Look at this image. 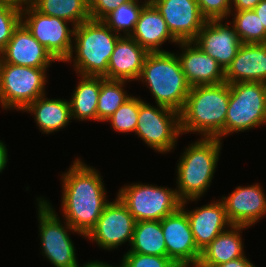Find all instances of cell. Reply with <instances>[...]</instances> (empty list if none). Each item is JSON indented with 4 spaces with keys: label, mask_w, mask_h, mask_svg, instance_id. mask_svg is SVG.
<instances>
[{
    "label": "cell",
    "mask_w": 266,
    "mask_h": 267,
    "mask_svg": "<svg viewBox=\"0 0 266 267\" xmlns=\"http://www.w3.org/2000/svg\"><path fill=\"white\" fill-rule=\"evenodd\" d=\"M62 177V216L84 237L96 225L105 206L110 202L100 172L82 159L73 161Z\"/></svg>",
    "instance_id": "cell-1"
},
{
    "label": "cell",
    "mask_w": 266,
    "mask_h": 267,
    "mask_svg": "<svg viewBox=\"0 0 266 267\" xmlns=\"http://www.w3.org/2000/svg\"><path fill=\"white\" fill-rule=\"evenodd\" d=\"M229 98L230 84L226 82L191 87L179 112L181 135L194 132L222 141Z\"/></svg>",
    "instance_id": "cell-2"
},
{
    "label": "cell",
    "mask_w": 266,
    "mask_h": 267,
    "mask_svg": "<svg viewBox=\"0 0 266 267\" xmlns=\"http://www.w3.org/2000/svg\"><path fill=\"white\" fill-rule=\"evenodd\" d=\"M222 141L198 139L182 152L177 164L176 192L181 201H198L212 183L220 158Z\"/></svg>",
    "instance_id": "cell-3"
},
{
    "label": "cell",
    "mask_w": 266,
    "mask_h": 267,
    "mask_svg": "<svg viewBox=\"0 0 266 267\" xmlns=\"http://www.w3.org/2000/svg\"><path fill=\"white\" fill-rule=\"evenodd\" d=\"M121 36L102 20L83 22L74 29L75 42L65 62L73 61L77 75L104 76L115 44Z\"/></svg>",
    "instance_id": "cell-4"
},
{
    "label": "cell",
    "mask_w": 266,
    "mask_h": 267,
    "mask_svg": "<svg viewBox=\"0 0 266 267\" xmlns=\"http://www.w3.org/2000/svg\"><path fill=\"white\" fill-rule=\"evenodd\" d=\"M146 83L155 103L180 112L191 86L175 53H148L138 81Z\"/></svg>",
    "instance_id": "cell-5"
},
{
    "label": "cell",
    "mask_w": 266,
    "mask_h": 267,
    "mask_svg": "<svg viewBox=\"0 0 266 267\" xmlns=\"http://www.w3.org/2000/svg\"><path fill=\"white\" fill-rule=\"evenodd\" d=\"M36 200L42 255L55 267H81L76 260L75 247L69 231L84 235L74 230L66 220L62 224L58 213H55L48 200L43 197Z\"/></svg>",
    "instance_id": "cell-6"
},
{
    "label": "cell",
    "mask_w": 266,
    "mask_h": 267,
    "mask_svg": "<svg viewBox=\"0 0 266 267\" xmlns=\"http://www.w3.org/2000/svg\"><path fill=\"white\" fill-rule=\"evenodd\" d=\"M266 124V83L230 84L225 136L249 131Z\"/></svg>",
    "instance_id": "cell-7"
},
{
    "label": "cell",
    "mask_w": 266,
    "mask_h": 267,
    "mask_svg": "<svg viewBox=\"0 0 266 267\" xmlns=\"http://www.w3.org/2000/svg\"><path fill=\"white\" fill-rule=\"evenodd\" d=\"M48 68H33L2 63L0 104L4 110H25L45 93Z\"/></svg>",
    "instance_id": "cell-8"
},
{
    "label": "cell",
    "mask_w": 266,
    "mask_h": 267,
    "mask_svg": "<svg viewBox=\"0 0 266 267\" xmlns=\"http://www.w3.org/2000/svg\"><path fill=\"white\" fill-rule=\"evenodd\" d=\"M117 197L127 207L135 221H161L181 207L176 189L145 183L127 184Z\"/></svg>",
    "instance_id": "cell-9"
},
{
    "label": "cell",
    "mask_w": 266,
    "mask_h": 267,
    "mask_svg": "<svg viewBox=\"0 0 266 267\" xmlns=\"http://www.w3.org/2000/svg\"><path fill=\"white\" fill-rule=\"evenodd\" d=\"M138 124L135 135L161 154L175 149L181 135L179 112L162 106L151 105L139 97Z\"/></svg>",
    "instance_id": "cell-10"
},
{
    "label": "cell",
    "mask_w": 266,
    "mask_h": 267,
    "mask_svg": "<svg viewBox=\"0 0 266 267\" xmlns=\"http://www.w3.org/2000/svg\"><path fill=\"white\" fill-rule=\"evenodd\" d=\"M21 23L56 61L65 62L71 54L75 27L70 29V22L44 15L28 4L22 10Z\"/></svg>",
    "instance_id": "cell-11"
},
{
    "label": "cell",
    "mask_w": 266,
    "mask_h": 267,
    "mask_svg": "<svg viewBox=\"0 0 266 267\" xmlns=\"http://www.w3.org/2000/svg\"><path fill=\"white\" fill-rule=\"evenodd\" d=\"M135 223L127 207L116 196L105 206L96 225L85 238L97 243L105 251H112L126 242L131 244Z\"/></svg>",
    "instance_id": "cell-12"
},
{
    "label": "cell",
    "mask_w": 266,
    "mask_h": 267,
    "mask_svg": "<svg viewBox=\"0 0 266 267\" xmlns=\"http://www.w3.org/2000/svg\"><path fill=\"white\" fill-rule=\"evenodd\" d=\"M166 257L177 266H197L201 251L197 248L187 214L179 208L161 220Z\"/></svg>",
    "instance_id": "cell-13"
},
{
    "label": "cell",
    "mask_w": 266,
    "mask_h": 267,
    "mask_svg": "<svg viewBox=\"0 0 266 267\" xmlns=\"http://www.w3.org/2000/svg\"><path fill=\"white\" fill-rule=\"evenodd\" d=\"M151 4L179 42L193 41L206 22L196 0H154Z\"/></svg>",
    "instance_id": "cell-14"
},
{
    "label": "cell",
    "mask_w": 266,
    "mask_h": 267,
    "mask_svg": "<svg viewBox=\"0 0 266 267\" xmlns=\"http://www.w3.org/2000/svg\"><path fill=\"white\" fill-rule=\"evenodd\" d=\"M222 23V19L206 20L193 42L226 71L242 43L233 25L228 20Z\"/></svg>",
    "instance_id": "cell-15"
},
{
    "label": "cell",
    "mask_w": 266,
    "mask_h": 267,
    "mask_svg": "<svg viewBox=\"0 0 266 267\" xmlns=\"http://www.w3.org/2000/svg\"><path fill=\"white\" fill-rule=\"evenodd\" d=\"M259 183L237 186L231 194L222 196L228 220L232 225L251 227L266 215V195Z\"/></svg>",
    "instance_id": "cell-16"
},
{
    "label": "cell",
    "mask_w": 266,
    "mask_h": 267,
    "mask_svg": "<svg viewBox=\"0 0 266 267\" xmlns=\"http://www.w3.org/2000/svg\"><path fill=\"white\" fill-rule=\"evenodd\" d=\"M183 51L176 53L181 69L191 87L225 82V71L193 41L178 42Z\"/></svg>",
    "instance_id": "cell-17"
},
{
    "label": "cell",
    "mask_w": 266,
    "mask_h": 267,
    "mask_svg": "<svg viewBox=\"0 0 266 267\" xmlns=\"http://www.w3.org/2000/svg\"><path fill=\"white\" fill-rule=\"evenodd\" d=\"M187 204V200L182 201L180 208L187 214L194 241L200 251L232 225L227 218L221 199L186 211Z\"/></svg>",
    "instance_id": "cell-18"
},
{
    "label": "cell",
    "mask_w": 266,
    "mask_h": 267,
    "mask_svg": "<svg viewBox=\"0 0 266 267\" xmlns=\"http://www.w3.org/2000/svg\"><path fill=\"white\" fill-rule=\"evenodd\" d=\"M3 52V62L33 68H49L56 60L20 23Z\"/></svg>",
    "instance_id": "cell-19"
},
{
    "label": "cell",
    "mask_w": 266,
    "mask_h": 267,
    "mask_svg": "<svg viewBox=\"0 0 266 267\" xmlns=\"http://www.w3.org/2000/svg\"><path fill=\"white\" fill-rule=\"evenodd\" d=\"M225 82L266 83V43H242L225 71Z\"/></svg>",
    "instance_id": "cell-20"
},
{
    "label": "cell",
    "mask_w": 266,
    "mask_h": 267,
    "mask_svg": "<svg viewBox=\"0 0 266 267\" xmlns=\"http://www.w3.org/2000/svg\"><path fill=\"white\" fill-rule=\"evenodd\" d=\"M148 52L130 36H121L108 62V80L137 81Z\"/></svg>",
    "instance_id": "cell-21"
},
{
    "label": "cell",
    "mask_w": 266,
    "mask_h": 267,
    "mask_svg": "<svg viewBox=\"0 0 266 267\" xmlns=\"http://www.w3.org/2000/svg\"><path fill=\"white\" fill-rule=\"evenodd\" d=\"M130 37L134 39L148 53L166 52L160 47L170 41L178 44V40L171 34L167 23L162 15L151 4H146L139 15L135 24V29Z\"/></svg>",
    "instance_id": "cell-22"
},
{
    "label": "cell",
    "mask_w": 266,
    "mask_h": 267,
    "mask_svg": "<svg viewBox=\"0 0 266 267\" xmlns=\"http://www.w3.org/2000/svg\"><path fill=\"white\" fill-rule=\"evenodd\" d=\"M248 228V226L243 225H231L229 229L221 232L201 251L197 266L214 267L233 259L243 257L245 253L241 231Z\"/></svg>",
    "instance_id": "cell-23"
},
{
    "label": "cell",
    "mask_w": 266,
    "mask_h": 267,
    "mask_svg": "<svg viewBox=\"0 0 266 267\" xmlns=\"http://www.w3.org/2000/svg\"><path fill=\"white\" fill-rule=\"evenodd\" d=\"M26 111L33 115L40 131L46 135L60 131L72 120L69 100L49 99L46 98V94L23 110V112Z\"/></svg>",
    "instance_id": "cell-24"
},
{
    "label": "cell",
    "mask_w": 266,
    "mask_h": 267,
    "mask_svg": "<svg viewBox=\"0 0 266 267\" xmlns=\"http://www.w3.org/2000/svg\"><path fill=\"white\" fill-rule=\"evenodd\" d=\"M79 83L71 95L70 110L74 120L97 121V102L101 89V76L78 75Z\"/></svg>",
    "instance_id": "cell-25"
},
{
    "label": "cell",
    "mask_w": 266,
    "mask_h": 267,
    "mask_svg": "<svg viewBox=\"0 0 266 267\" xmlns=\"http://www.w3.org/2000/svg\"><path fill=\"white\" fill-rule=\"evenodd\" d=\"M130 246L131 248L126 253L166 257V244L161 221H137Z\"/></svg>",
    "instance_id": "cell-26"
},
{
    "label": "cell",
    "mask_w": 266,
    "mask_h": 267,
    "mask_svg": "<svg viewBox=\"0 0 266 267\" xmlns=\"http://www.w3.org/2000/svg\"><path fill=\"white\" fill-rule=\"evenodd\" d=\"M30 4L44 15L71 22L72 27L91 19L89 0H30Z\"/></svg>",
    "instance_id": "cell-27"
},
{
    "label": "cell",
    "mask_w": 266,
    "mask_h": 267,
    "mask_svg": "<svg viewBox=\"0 0 266 267\" xmlns=\"http://www.w3.org/2000/svg\"><path fill=\"white\" fill-rule=\"evenodd\" d=\"M125 80H108L101 76L97 102V122L106 121L131 96L125 91Z\"/></svg>",
    "instance_id": "cell-28"
},
{
    "label": "cell",
    "mask_w": 266,
    "mask_h": 267,
    "mask_svg": "<svg viewBox=\"0 0 266 267\" xmlns=\"http://www.w3.org/2000/svg\"><path fill=\"white\" fill-rule=\"evenodd\" d=\"M232 24L241 43H266V29L254 10L231 12Z\"/></svg>",
    "instance_id": "cell-29"
},
{
    "label": "cell",
    "mask_w": 266,
    "mask_h": 267,
    "mask_svg": "<svg viewBox=\"0 0 266 267\" xmlns=\"http://www.w3.org/2000/svg\"><path fill=\"white\" fill-rule=\"evenodd\" d=\"M139 2L141 0H133L119 5L102 21L115 33L130 36L135 29L142 8L147 4L146 2Z\"/></svg>",
    "instance_id": "cell-30"
},
{
    "label": "cell",
    "mask_w": 266,
    "mask_h": 267,
    "mask_svg": "<svg viewBox=\"0 0 266 267\" xmlns=\"http://www.w3.org/2000/svg\"><path fill=\"white\" fill-rule=\"evenodd\" d=\"M138 114L139 96L131 95L105 122H110L116 132H135L138 124Z\"/></svg>",
    "instance_id": "cell-31"
},
{
    "label": "cell",
    "mask_w": 266,
    "mask_h": 267,
    "mask_svg": "<svg viewBox=\"0 0 266 267\" xmlns=\"http://www.w3.org/2000/svg\"><path fill=\"white\" fill-rule=\"evenodd\" d=\"M22 10L0 4V50L3 51L21 23Z\"/></svg>",
    "instance_id": "cell-32"
},
{
    "label": "cell",
    "mask_w": 266,
    "mask_h": 267,
    "mask_svg": "<svg viewBox=\"0 0 266 267\" xmlns=\"http://www.w3.org/2000/svg\"><path fill=\"white\" fill-rule=\"evenodd\" d=\"M122 267H178L170 258L140 253H124Z\"/></svg>",
    "instance_id": "cell-33"
},
{
    "label": "cell",
    "mask_w": 266,
    "mask_h": 267,
    "mask_svg": "<svg viewBox=\"0 0 266 267\" xmlns=\"http://www.w3.org/2000/svg\"><path fill=\"white\" fill-rule=\"evenodd\" d=\"M206 20H225L230 17L231 0H196Z\"/></svg>",
    "instance_id": "cell-34"
},
{
    "label": "cell",
    "mask_w": 266,
    "mask_h": 267,
    "mask_svg": "<svg viewBox=\"0 0 266 267\" xmlns=\"http://www.w3.org/2000/svg\"><path fill=\"white\" fill-rule=\"evenodd\" d=\"M133 0H89V15L92 20H103L119 5Z\"/></svg>",
    "instance_id": "cell-35"
},
{
    "label": "cell",
    "mask_w": 266,
    "mask_h": 267,
    "mask_svg": "<svg viewBox=\"0 0 266 267\" xmlns=\"http://www.w3.org/2000/svg\"><path fill=\"white\" fill-rule=\"evenodd\" d=\"M262 0H231V12L253 10ZM233 9V10H232Z\"/></svg>",
    "instance_id": "cell-36"
},
{
    "label": "cell",
    "mask_w": 266,
    "mask_h": 267,
    "mask_svg": "<svg viewBox=\"0 0 266 267\" xmlns=\"http://www.w3.org/2000/svg\"><path fill=\"white\" fill-rule=\"evenodd\" d=\"M214 267H256L245 255Z\"/></svg>",
    "instance_id": "cell-37"
},
{
    "label": "cell",
    "mask_w": 266,
    "mask_h": 267,
    "mask_svg": "<svg viewBox=\"0 0 266 267\" xmlns=\"http://www.w3.org/2000/svg\"><path fill=\"white\" fill-rule=\"evenodd\" d=\"M253 10L266 29V0H262Z\"/></svg>",
    "instance_id": "cell-38"
},
{
    "label": "cell",
    "mask_w": 266,
    "mask_h": 267,
    "mask_svg": "<svg viewBox=\"0 0 266 267\" xmlns=\"http://www.w3.org/2000/svg\"><path fill=\"white\" fill-rule=\"evenodd\" d=\"M8 162V150L4 141L0 140V173L5 169Z\"/></svg>",
    "instance_id": "cell-39"
},
{
    "label": "cell",
    "mask_w": 266,
    "mask_h": 267,
    "mask_svg": "<svg viewBox=\"0 0 266 267\" xmlns=\"http://www.w3.org/2000/svg\"><path fill=\"white\" fill-rule=\"evenodd\" d=\"M0 4L9 5L19 10H23L30 4V0H0Z\"/></svg>",
    "instance_id": "cell-40"
},
{
    "label": "cell",
    "mask_w": 266,
    "mask_h": 267,
    "mask_svg": "<svg viewBox=\"0 0 266 267\" xmlns=\"http://www.w3.org/2000/svg\"><path fill=\"white\" fill-rule=\"evenodd\" d=\"M82 267H122L120 264L119 266H112L111 264H106L105 262H100L98 260L90 261L87 264H84Z\"/></svg>",
    "instance_id": "cell-41"
},
{
    "label": "cell",
    "mask_w": 266,
    "mask_h": 267,
    "mask_svg": "<svg viewBox=\"0 0 266 267\" xmlns=\"http://www.w3.org/2000/svg\"><path fill=\"white\" fill-rule=\"evenodd\" d=\"M2 63H3V52L0 50V71H1Z\"/></svg>",
    "instance_id": "cell-42"
},
{
    "label": "cell",
    "mask_w": 266,
    "mask_h": 267,
    "mask_svg": "<svg viewBox=\"0 0 266 267\" xmlns=\"http://www.w3.org/2000/svg\"><path fill=\"white\" fill-rule=\"evenodd\" d=\"M143 1L149 4V3H152L154 0H143Z\"/></svg>",
    "instance_id": "cell-43"
},
{
    "label": "cell",
    "mask_w": 266,
    "mask_h": 267,
    "mask_svg": "<svg viewBox=\"0 0 266 267\" xmlns=\"http://www.w3.org/2000/svg\"><path fill=\"white\" fill-rule=\"evenodd\" d=\"M178 267H198V266H178Z\"/></svg>",
    "instance_id": "cell-44"
}]
</instances>
